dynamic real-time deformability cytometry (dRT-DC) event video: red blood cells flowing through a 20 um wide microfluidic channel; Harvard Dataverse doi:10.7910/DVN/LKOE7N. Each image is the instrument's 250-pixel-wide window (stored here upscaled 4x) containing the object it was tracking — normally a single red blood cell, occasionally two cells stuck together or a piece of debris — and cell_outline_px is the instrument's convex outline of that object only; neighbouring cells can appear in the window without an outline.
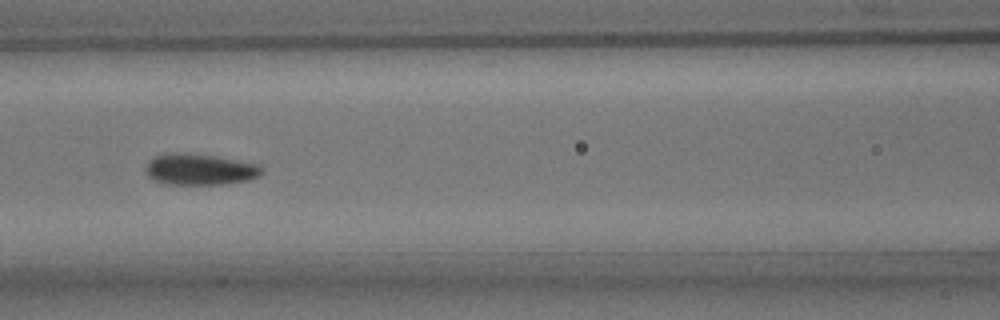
{"species": "common noctule bat (a hibernating species)", "species_latin": "Nyctalus noctula", "temperature_condition": "room temperature", "stored_images_in_passage": 50, "camera_frame_rate_fps": 3000, "um_per_image_px": 0.085, "animal": {"sex": "male", "body_mass_g": 15.6}, "frame": {"image": 1, "passage_image": 20, "time_ms": 6.333, "image_size_px": [1000, 320], "cell_outline_px": [[264, 172], [260, 176], [248, 180], [224, 184], [160, 184], [152, 180], [148, 176], [144, 168], [148, 160], [156, 156], [212, 156], [260, 164], [264, 168]], "centroid_in_image_um": [17.04, 14.46], "position_along_channel_um": 149.6, "area_um2": 20.46}}
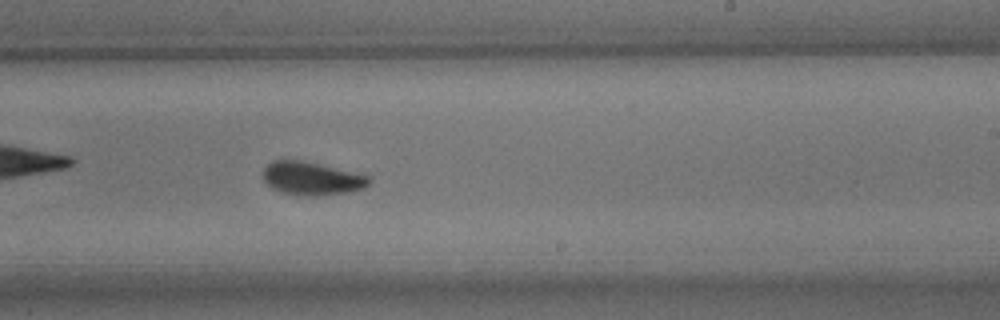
{"frame": {"image": 2, "passage_image": 29, "time_ms": 9.333, "image_size_px": [1000, 320], "cell_outline_px": [[372, 180], [364, 188], [348, 192], [316, 196], [304, 196], [280, 192], [272, 188], [264, 180], [260, 172], [272, 160], [300, 160], [372, 176]], "centroid_in_image_um": [26.48, 15.17], "position_along_channel_um": 262.5, "area_um2": 20.63}}
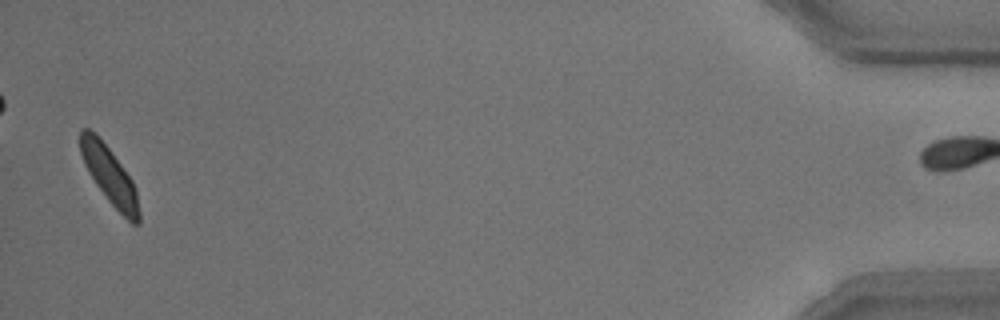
{"frame": {"image": 3, "passage_image": 49, "time_ms": 16.0, "image_size_px": [1000, 320], "cell_outline_px": [[140, 224], [132, 224], [108, 200], [96, 184], [84, 164], [80, 152], [80, 128], [88, 128], [108, 148], [132, 180], [136, 192], [140, 212]], "centroid_in_image_um": [9.31, 14.94], "position_along_channel_um": 425.9, "area_um2": 19.02}, "authors_computed_cell_mechanics": {"area_um2": 20.3456, "velocity_mm_per_s": 3.7698, "shape_relaxation_time_tau1_ms": 3.2861, "shape_relaxation_time_tau2_ms": 0.7493, "deformation_change_tau1": 0.1062, "deformation_change_tau2": 0.0564}}